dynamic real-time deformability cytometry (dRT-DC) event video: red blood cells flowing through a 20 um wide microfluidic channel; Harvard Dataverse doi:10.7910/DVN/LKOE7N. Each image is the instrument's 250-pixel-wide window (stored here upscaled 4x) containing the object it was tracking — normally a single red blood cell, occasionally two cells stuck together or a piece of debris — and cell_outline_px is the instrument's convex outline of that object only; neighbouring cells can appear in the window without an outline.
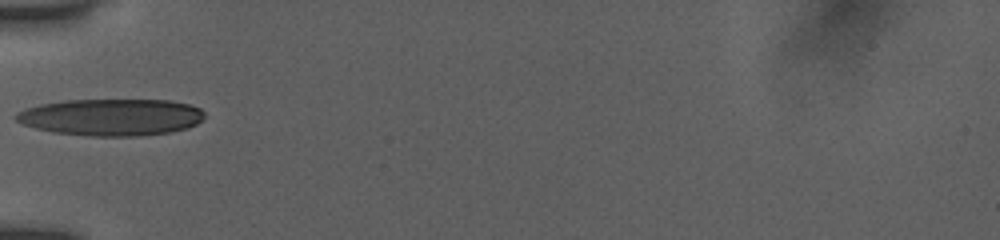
{"species": "human", "species_latin": "Homo sapiens", "temperature_condition": "room temperature", "stored_images_in_passage": 32, "camera_frame_rate_fps": 3000, "um_per_image_px": 0.085, "donor": {"sex": "female"}, "frame": {"image": 1, "passage_image": 1, "time_ms": 0.0, "image_size_px": [1000, 240], "cell_outline_px": [[204, 116], [196, 124], [188, 128], [168, 132], [140, 136], [88, 136], [52, 132], [20, 124], [12, 116], [16, 112], [24, 108], [40, 104], [64, 100], [168, 100], [188, 104], [200, 108], [204, 112]], "centroid_in_image_um": [9.39, 9.96], "position_along_channel_um": 75.6, "area_um2": 40.75}}
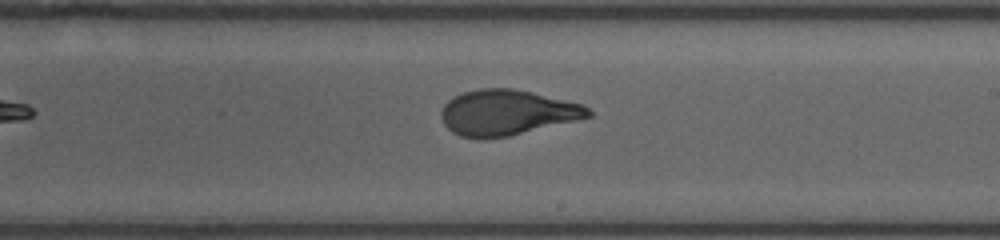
{"frame": {"image": 2, "passage_image": 14, "time_ms": 4.333, "image_size_px": [1000, 240], "cell_outline_px": [[592, 116], [580, 120], [508, 136], [460, 136], [452, 132], [444, 124], [440, 116], [440, 112], [444, 104], [448, 100], [464, 92], [480, 88], [512, 88], [532, 92], [584, 104], [592, 112]], "centroid_in_image_um": [43.14, 9.54], "position_along_channel_um": 245.9, "area_um2": 38.61}}
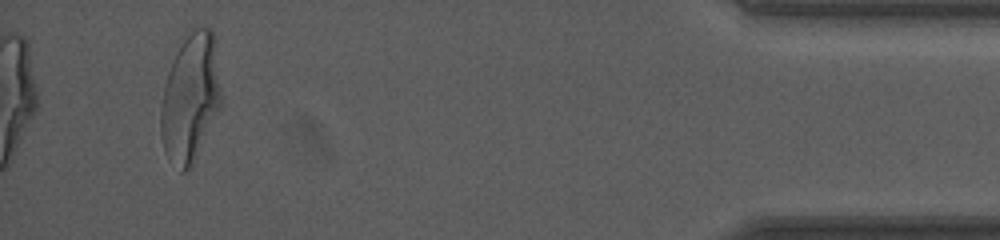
{"frame": {"image": 3, "passage_image": 32, "time_ms": 10.333, "image_size_px": [1000, 240], "cell_outline_px": [[220, 108], [188, 168], [184, 172], [180, 172], [168, 160], [164, 148], [160, 132], [160, 108], [164, 84], [168, 72], [184, 32], [196, 24], [212, 28], [216, 36], [220, 88]], "centroid_in_image_um": [16.17, 8.17], "position_along_channel_um": 419.0, "area_um2": 45.49}, "authors_computed_cell_mechanics": {"area_um2": 39.304, "velocity_mm_per_s": 3.9098, "shape_relaxation_time_tau1_ms": 4.6516, "shape_relaxation_time_tau2_ms": 0.9211, "deformation_change_tau1": 0.2107, "deformation_change_tau2": 0.0776}}